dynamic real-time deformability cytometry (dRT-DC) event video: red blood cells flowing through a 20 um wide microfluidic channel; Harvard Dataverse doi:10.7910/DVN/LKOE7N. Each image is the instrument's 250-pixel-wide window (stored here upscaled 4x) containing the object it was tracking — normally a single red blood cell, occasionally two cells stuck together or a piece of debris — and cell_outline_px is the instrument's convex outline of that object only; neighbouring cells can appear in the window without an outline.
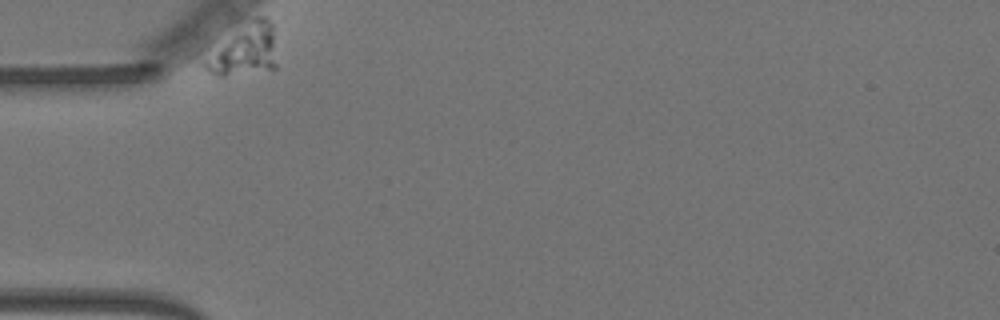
{"species": "Egyptian fruit bat (a non-hibernating species)", "species_latin": "Rousettus aegyptiacus", "temperature_condition": "warm", "stored_images_in_passage": 44, "camera_frame_rate_fps": 3000, "um_per_image_px": 0.085, "animal": {"sex": "female"}, "frame": {"image": 1, "passage_image": 1, "time_ms": 0.0, "image_size_px": [1000, 320], "cell_outline_px": [[276, 68], [224, 76], [216, 76], [204, 64], [232, 36], [256, 16], [264, 16], [272, 24], [276, 64]], "centroid_in_image_um": [20.92, 4.28], "position_along_channel_um": 64.1, "area_um2": 19.54}}
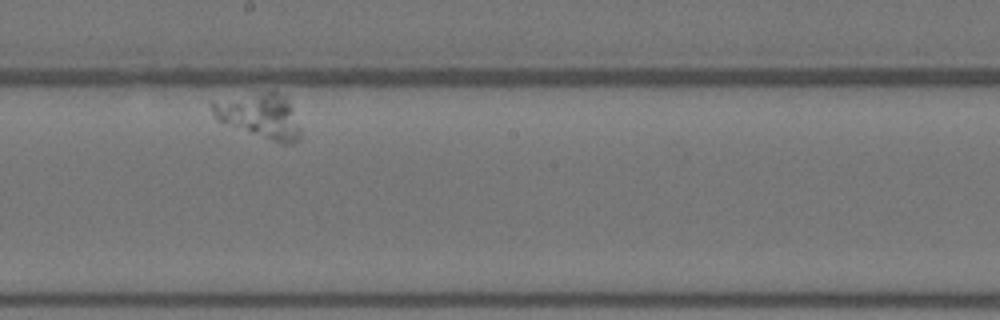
{"frame": {"image": 2, "passage_image": 26, "time_ms": 8.333, "image_size_px": [1000, 320], "cell_outline_px": [[300, 136], [292, 144], [284, 144], [272, 140], [216, 120], [212, 112], [212, 100], [272, 88], [284, 96], [292, 108], [300, 128]], "centroid_in_image_um": [22.07, 9.77], "position_along_channel_um": 226.1, "area_um2": 23.24}}
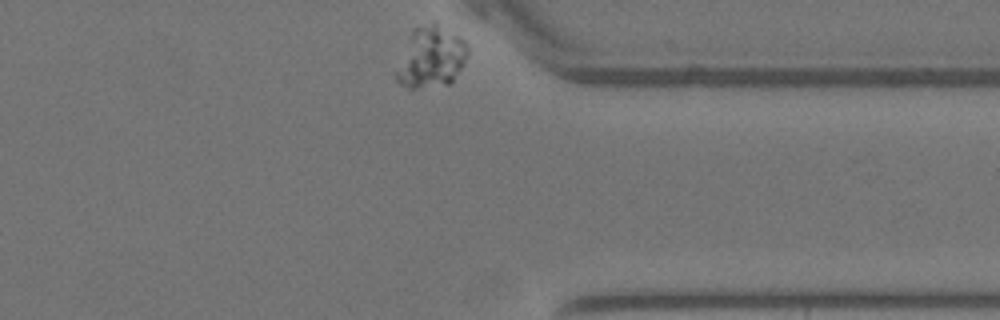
{"frame": {"image": 3, "passage_image": 44, "time_ms": 14.333, "image_size_px": [1000, 320], "cell_outline_px": [[468, 56], [464, 64], [452, 80], [448, 84], [416, 88], [408, 88], [400, 84], [396, 80], [392, 72], [412, 28], [432, 20], [436, 20], [464, 40], [468, 44]], "centroid_in_image_um": [36.58, 4.81], "position_along_channel_um": 374.8, "area_um2": 26.3}}